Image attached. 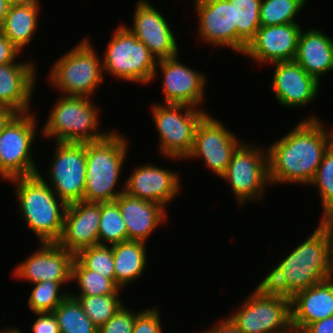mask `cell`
<instances>
[{"label":"cell","mask_w":333,"mask_h":333,"mask_svg":"<svg viewBox=\"0 0 333 333\" xmlns=\"http://www.w3.org/2000/svg\"><path fill=\"white\" fill-rule=\"evenodd\" d=\"M36 118V119H35ZM34 113H16L0 133V177L10 180L38 173L32 145L38 132Z\"/></svg>","instance_id":"10"},{"label":"cell","mask_w":333,"mask_h":333,"mask_svg":"<svg viewBox=\"0 0 333 333\" xmlns=\"http://www.w3.org/2000/svg\"><path fill=\"white\" fill-rule=\"evenodd\" d=\"M75 258L86 268L91 271L110 278L115 282V270L113 261L112 246L93 245L79 250Z\"/></svg>","instance_id":"36"},{"label":"cell","mask_w":333,"mask_h":333,"mask_svg":"<svg viewBox=\"0 0 333 333\" xmlns=\"http://www.w3.org/2000/svg\"><path fill=\"white\" fill-rule=\"evenodd\" d=\"M36 82L33 61L0 65V106L16 113L31 112V98Z\"/></svg>","instance_id":"22"},{"label":"cell","mask_w":333,"mask_h":333,"mask_svg":"<svg viewBox=\"0 0 333 333\" xmlns=\"http://www.w3.org/2000/svg\"><path fill=\"white\" fill-rule=\"evenodd\" d=\"M301 27L298 23L260 26L243 55L266 65L294 61Z\"/></svg>","instance_id":"17"},{"label":"cell","mask_w":333,"mask_h":333,"mask_svg":"<svg viewBox=\"0 0 333 333\" xmlns=\"http://www.w3.org/2000/svg\"><path fill=\"white\" fill-rule=\"evenodd\" d=\"M21 51L0 31V65L14 63Z\"/></svg>","instance_id":"40"},{"label":"cell","mask_w":333,"mask_h":333,"mask_svg":"<svg viewBox=\"0 0 333 333\" xmlns=\"http://www.w3.org/2000/svg\"><path fill=\"white\" fill-rule=\"evenodd\" d=\"M223 125V122L207 113L197 125L191 152L186 160L202 158L212 172L221 177L233 152L243 142Z\"/></svg>","instance_id":"13"},{"label":"cell","mask_w":333,"mask_h":333,"mask_svg":"<svg viewBox=\"0 0 333 333\" xmlns=\"http://www.w3.org/2000/svg\"><path fill=\"white\" fill-rule=\"evenodd\" d=\"M62 287L60 283L51 280L35 283L27 303L31 312H53L69 295L68 290L65 292Z\"/></svg>","instance_id":"35"},{"label":"cell","mask_w":333,"mask_h":333,"mask_svg":"<svg viewBox=\"0 0 333 333\" xmlns=\"http://www.w3.org/2000/svg\"><path fill=\"white\" fill-rule=\"evenodd\" d=\"M288 333H304V332L303 331H298V330L291 329Z\"/></svg>","instance_id":"48"},{"label":"cell","mask_w":333,"mask_h":333,"mask_svg":"<svg viewBox=\"0 0 333 333\" xmlns=\"http://www.w3.org/2000/svg\"><path fill=\"white\" fill-rule=\"evenodd\" d=\"M71 281H76L79 293L70 292L69 295L98 296L120 294L121 288L110 278L104 277L96 271L86 269L76 258L72 265Z\"/></svg>","instance_id":"30"},{"label":"cell","mask_w":333,"mask_h":333,"mask_svg":"<svg viewBox=\"0 0 333 333\" xmlns=\"http://www.w3.org/2000/svg\"><path fill=\"white\" fill-rule=\"evenodd\" d=\"M77 299L89 319L100 328L123 306L119 294L98 296L70 295Z\"/></svg>","instance_id":"33"},{"label":"cell","mask_w":333,"mask_h":333,"mask_svg":"<svg viewBox=\"0 0 333 333\" xmlns=\"http://www.w3.org/2000/svg\"><path fill=\"white\" fill-rule=\"evenodd\" d=\"M137 312L122 306L116 314L99 328L98 333H132Z\"/></svg>","instance_id":"37"},{"label":"cell","mask_w":333,"mask_h":333,"mask_svg":"<svg viewBox=\"0 0 333 333\" xmlns=\"http://www.w3.org/2000/svg\"><path fill=\"white\" fill-rule=\"evenodd\" d=\"M147 244L128 240L112 246L115 270V283L123 289L143 275L147 263Z\"/></svg>","instance_id":"27"},{"label":"cell","mask_w":333,"mask_h":333,"mask_svg":"<svg viewBox=\"0 0 333 333\" xmlns=\"http://www.w3.org/2000/svg\"><path fill=\"white\" fill-rule=\"evenodd\" d=\"M323 221L328 225V227L331 229L332 233V239H333V215L323 219Z\"/></svg>","instance_id":"46"},{"label":"cell","mask_w":333,"mask_h":333,"mask_svg":"<svg viewBox=\"0 0 333 333\" xmlns=\"http://www.w3.org/2000/svg\"><path fill=\"white\" fill-rule=\"evenodd\" d=\"M309 185L318 187L324 215L321 220L333 215V143L325 151Z\"/></svg>","instance_id":"34"},{"label":"cell","mask_w":333,"mask_h":333,"mask_svg":"<svg viewBox=\"0 0 333 333\" xmlns=\"http://www.w3.org/2000/svg\"><path fill=\"white\" fill-rule=\"evenodd\" d=\"M304 333H333V316L309 324Z\"/></svg>","instance_id":"41"},{"label":"cell","mask_w":333,"mask_h":333,"mask_svg":"<svg viewBox=\"0 0 333 333\" xmlns=\"http://www.w3.org/2000/svg\"><path fill=\"white\" fill-rule=\"evenodd\" d=\"M275 66L270 89L280 105L290 108H302L318 96L319 83L297 62L284 61L271 63Z\"/></svg>","instance_id":"19"},{"label":"cell","mask_w":333,"mask_h":333,"mask_svg":"<svg viewBox=\"0 0 333 333\" xmlns=\"http://www.w3.org/2000/svg\"><path fill=\"white\" fill-rule=\"evenodd\" d=\"M13 270L14 278L26 280L29 284L41 281H54L62 286L71 281L75 254L62 248L57 242H42Z\"/></svg>","instance_id":"14"},{"label":"cell","mask_w":333,"mask_h":333,"mask_svg":"<svg viewBox=\"0 0 333 333\" xmlns=\"http://www.w3.org/2000/svg\"><path fill=\"white\" fill-rule=\"evenodd\" d=\"M199 19L198 37L214 47L236 51V25L229 0H194Z\"/></svg>","instance_id":"21"},{"label":"cell","mask_w":333,"mask_h":333,"mask_svg":"<svg viewBox=\"0 0 333 333\" xmlns=\"http://www.w3.org/2000/svg\"><path fill=\"white\" fill-rule=\"evenodd\" d=\"M305 4L307 0H262L259 12L260 25L297 23L295 17L303 10Z\"/></svg>","instance_id":"32"},{"label":"cell","mask_w":333,"mask_h":333,"mask_svg":"<svg viewBox=\"0 0 333 333\" xmlns=\"http://www.w3.org/2000/svg\"><path fill=\"white\" fill-rule=\"evenodd\" d=\"M101 56L86 37L54 62L48 79L61 95L91 98L104 82Z\"/></svg>","instance_id":"6"},{"label":"cell","mask_w":333,"mask_h":333,"mask_svg":"<svg viewBox=\"0 0 333 333\" xmlns=\"http://www.w3.org/2000/svg\"><path fill=\"white\" fill-rule=\"evenodd\" d=\"M41 174L38 171L35 175L13 178L8 182L16 185L14 191L25 226L40 243L57 242L62 235L68 205L56 196Z\"/></svg>","instance_id":"3"},{"label":"cell","mask_w":333,"mask_h":333,"mask_svg":"<svg viewBox=\"0 0 333 333\" xmlns=\"http://www.w3.org/2000/svg\"><path fill=\"white\" fill-rule=\"evenodd\" d=\"M39 0L10 4L1 32L22 52L38 28Z\"/></svg>","instance_id":"26"},{"label":"cell","mask_w":333,"mask_h":333,"mask_svg":"<svg viewBox=\"0 0 333 333\" xmlns=\"http://www.w3.org/2000/svg\"><path fill=\"white\" fill-rule=\"evenodd\" d=\"M132 333H163L158 309L152 307L138 312Z\"/></svg>","instance_id":"38"},{"label":"cell","mask_w":333,"mask_h":333,"mask_svg":"<svg viewBox=\"0 0 333 333\" xmlns=\"http://www.w3.org/2000/svg\"><path fill=\"white\" fill-rule=\"evenodd\" d=\"M10 3L6 0H0V31L3 28L4 20L8 12Z\"/></svg>","instance_id":"44"},{"label":"cell","mask_w":333,"mask_h":333,"mask_svg":"<svg viewBox=\"0 0 333 333\" xmlns=\"http://www.w3.org/2000/svg\"><path fill=\"white\" fill-rule=\"evenodd\" d=\"M56 149L45 181L67 205L83 201L86 176V143L55 142ZM50 183H49V182Z\"/></svg>","instance_id":"12"},{"label":"cell","mask_w":333,"mask_h":333,"mask_svg":"<svg viewBox=\"0 0 333 333\" xmlns=\"http://www.w3.org/2000/svg\"><path fill=\"white\" fill-rule=\"evenodd\" d=\"M242 142L233 152L225 173L220 177L231 185L239 206L263 200L265 186H270L267 150Z\"/></svg>","instance_id":"11"},{"label":"cell","mask_w":333,"mask_h":333,"mask_svg":"<svg viewBox=\"0 0 333 333\" xmlns=\"http://www.w3.org/2000/svg\"><path fill=\"white\" fill-rule=\"evenodd\" d=\"M293 248L260 282L270 291L292 298L297 292L333 277L331 229L321 220L307 239Z\"/></svg>","instance_id":"2"},{"label":"cell","mask_w":333,"mask_h":333,"mask_svg":"<svg viewBox=\"0 0 333 333\" xmlns=\"http://www.w3.org/2000/svg\"><path fill=\"white\" fill-rule=\"evenodd\" d=\"M228 319L244 333H288L291 298L265 288L260 282Z\"/></svg>","instance_id":"8"},{"label":"cell","mask_w":333,"mask_h":333,"mask_svg":"<svg viewBox=\"0 0 333 333\" xmlns=\"http://www.w3.org/2000/svg\"><path fill=\"white\" fill-rule=\"evenodd\" d=\"M101 202H76L66 208L63 231L57 243L76 254L79 250L99 244L98 231Z\"/></svg>","instance_id":"20"},{"label":"cell","mask_w":333,"mask_h":333,"mask_svg":"<svg viewBox=\"0 0 333 333\" xmlns=\"http://www.w3.org/2000/svg\"><path fill=\"white\" fill-rule=\"evenodd\" d=\"M128 140L113 131L103 140L86 143V176L84 202L115 201L123 189L116 190L127 159Z\"/></svg>","instance_id":"4"},{"label":"cell","mask_w":333,"mask_h":333,"mask_svg":"<svg viewBox=\"0 0 333 333\" xmlns=\"http://www.w3.org/2000/svg\"><path fill=\"white\" fill-rule=\"evenodd\" d=\"M99 107L92 98L59 96L42 128L44 137H55L56 142L90 143L106 138L112 131L99 128ZM99 128V129H98Z\"/></svg>","instance_id":"5"},{"label":"cell","mask_w":333,"mask_h":333,"mask_svg":"<svg viewBox=\"0 0 333 333\" xmlns=\"http://www.w3.org/2000/svg\"><path fill=\"white\" fill-rule=\"evenodd\" d=\"M202 333H214L211 329H209V330H204V332H202Z\"/></svg>","instance_id":"49"},{"label":"cell","mask_w":333,"mask_h":333,"mask_svg":"<svg viewBox=\"0 0 333 333\" xmlns=\"http://www.w3.org/2000/svg\"><path fill=\"white\" fill-rule=\"evenodd\" d=\"M115 202L125 222L128 240L146 243L159 224L167 223V209L162 205L132 197L125 192Z\"/></svg>","instance_id":"24"},{"label":"cell","mask_w":333,"mask_h":333,"mask_svg":"<svg viewBox=\"0 0 333 333\" xmlns=\"http://www.w3.org/2000/svg\"><path fill=\"white\" fill-rule=\"evenodd\" d=\"M0 333H24V332H21V330H19V328L17 327H10L8 329H2L0 330Z\"/></svg>","instance_id":"45"},{"label":"cell","mask_w":333,"mask_h":333,"mask_svg":"<svg viewBox=\"0 0 333 333\" xmlns=\"http://www.w3.org/2000/svg\"><path fill=\"white\" fill-rule=\"evenodd\" d=\"M214 333H244L237 328L228 318L221 319L215 324L213 328H210Z\"/></svg>","instance_id":"42"},{"label":"cell","mask_w":333,"mask_h":333,"mask_svg":"<svg viewBox=\"0 0 333 333\" xmlns=\"http://www.w3.org/2000/svg\"><path fill=\"white\" fill-rule=\"evenodd\" d=\"M98 238L100 245L107 246L128 241L126 225L115 201L101 202Z\"/></svg>","instance_id":"31"},{"label":"cell","mask_w":333,"mask_h":333,"mask_svg":"<svg viewBox=\"0 0 333 333\" xmlns=\"http://www.w3.org/2000/svg\"><path fill=\"white\" fill-rule=\"evenodd\" d=\"M37 315L31 329L32 333H61L53 312H34Z\"/></svg>","instance_id":"39"},{"label":"cell","mask_w":333,"mask_h":333,"mask_svg":"<svg viewBox=\"0 0 333 333\" xmlns=\"http://www.w3.org/2000/svg\"><path fill=\"white\" fill-rule=\"evenodd\" d=\"M102 64L103 72L120 81L149 84L153 81L157 60L147 46L121 24L108 41Z\"/></svg>","instance_id":"7"},{"label":"cell","mask_w":333,"mask_h":333,"mask_svg":"<svg viewBox=\"0 0 333 333\" xmlns=\"http://www.w3.org/2000/svg\"><path fill=\"white\" fill-rule=\"evenodd\" d=\"M315 117L300 120L288 134L266 148L270 185L311 183L333 143V130L326 129Z\"/></svg>","instance_id":"1"},{"label":"cell","mask_w":333,"mask_h":333,"mask_svg":"<svg viewBox=\"0 0 333 333\" xmlns=\"http://www.w3.org/2000/svg\"><path fill=\"white\" fill-rule=\"evenodd\" d=\"M16 114L12 109L0 106V133L8 121Z\"/></svg>","instance_id":"43"},{"label":"cell","mask_w":333,"mask_h":333,"mask_svg":"<svg viewBox=\"0 0 333 333\" xmlns=\"http://www.w3.org/2000/svg\"><path fill=\"white\" fill-rule=\"evenodd\" d=\"M333 316V277L297 292L291 298L292 329L303 331L309 324Z\"/></svg>","instance_id":"23"},{"label":"cell","mask_w":333,"mask_h":333,"mask_svg":"<svg viewBox=\"0 0 333 333\" xmlns=\"http://www.w3.org/2000/svg\"><path fill=\"white\" fill-rule=\"evenodd\" d=\"M152 120L159 134L162 156L177 161L184 160L191 152L195 131L206 110L182 104H159L151 106Z\"/></svg>","instance_id":"9"},{"label":"cell","mask_w":333,"mask_h":333,"mask_svg":"<svg viewBox=\"0 0 333 333\" xmlns=\"http://www.w3.org/2000/svg\"><path fill=\"white\" fill-rule=\"evenodd\" d=\"M162 72L163 104H182L194 108L200 107L205 96L207 79L203 73L196 71L178 60V55L157 61L153 80ZM158 70V71H157Z\"/></svg>","instance_id":"15"},{"label":"cell","mask_w":333,"mask_h":333,"mask_svg":"<svg viewBox=\"0 0 333 333\" xmlns=\"http://www.w3.org/2000/svg\"><path fill=\"white\" fill-rule=\"evenodd\" d=\"M233 5L236 25V52L244 54L248 43L255 37L260 25L262 0H229Z\"/></svg>","instance_id":"28"},{"label":"cell","mask_w":333,"mask_h":333,"mask_svg":"<svg viewBox=\"0 0 333 333\" xmlns=\"http://www.w3.org/2000/svg\"><path fill=\"white\" fill-rule=\"evenodd\" d=\"M294 61L320 83L333 71V38L319 29H302Z\"/></svg>","instance_id":"25"},{"label":"cell","mask_w":333,"mask_h":333,"mask_svg":"<svg viewBox=\"0 0 333 333\" xmlns=\"http://www.w3.org/2000/svg\"><path fill=\"white\" fill-rule=\"evenodd\" d=\"M180 181L178 173L146 163L136 167L130 174L124 183V192L166 208L180 193L182 186Z\"/></svg>","instance_id":"18"},{"label":"cell","mask_w":333,"mask_h":333,"mask_svg":"<svg viewBox=\"0 0 333 333\" xmlns=\"http://www.w3.org/2000/svg\"><path fill=\"white\" fill-rule=\"evenodd\" d=\"M61 333H98L76 298L68 295L53 311Z\"/></svg>","instance_id":"29"},{"label":"cell","mask_w":333,"mask_h":333,"mask_svg":"<svg viewBox=\"0 0 333 333\" xmlns=\"http://www.w3.org/2000/svg\"><path fill=\"white\" fill-rule=\"evenodd\" d=\"M6 1H8L10 4H14V3L22 2L23 0H6Z\"/></svg>","instance_id":"47"},{"label":"cell","mask_w":333,"mask_h":333,"mask_svg":"<svg viewBox=\"0 0 333 333\" xmlns=\"http://www.w3.org/2000/svg\"><path fill=\"white\" fill-rule=\"evenodd\" d=\"M134 11L132 28L125 26L147 46L156 60L177 56V40L163 14L148 0H139Z\"/></svg>","instance_id":"16"}]
</instances>
